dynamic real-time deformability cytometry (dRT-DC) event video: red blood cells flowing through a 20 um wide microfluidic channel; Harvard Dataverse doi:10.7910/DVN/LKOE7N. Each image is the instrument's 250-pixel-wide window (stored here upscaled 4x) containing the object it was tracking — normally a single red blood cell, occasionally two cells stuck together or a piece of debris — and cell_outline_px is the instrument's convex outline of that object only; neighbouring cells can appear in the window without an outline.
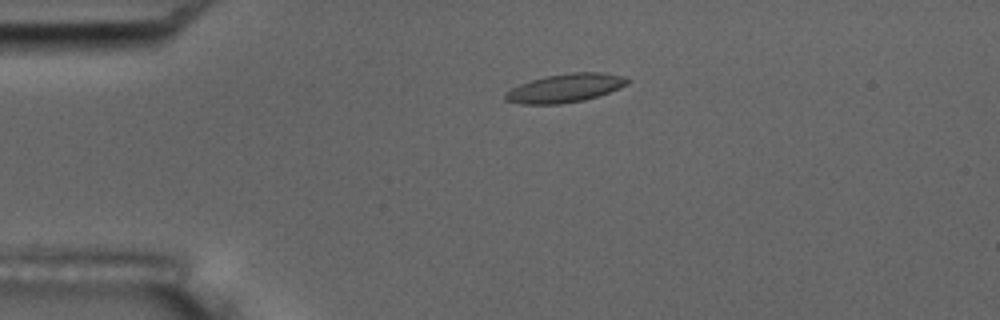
{"species": "common noctule bat (a hibernating species)", "species_latin": "Nyctalus noctula", "temperature_condition": "room temperature", "stored_images_in_passage": 30, "camera_frame_rate_fps": 3000, "um_per_image_px": 0.085, "animal": {"sex": "male", "body_mass_g": 17.5, "forearm_length_mm": 52.3}, "frame": {"image": 1, "passage_image": 2, "time_ms": 0.333, "image_size_px": [1000, 320], "cell_outline_px": [[628, 84], [620, 88], [584, 100], [560, 104], [520, 104], [504, 100], [504, 92], [520, 84], [544, 76], [572, 72], [604, 72], [624, 76], [628, 80]], "centroid_in_image_um": [48.01, 7.48], "position_along_channel_um": 37.0, "area_um2": 20.35}}
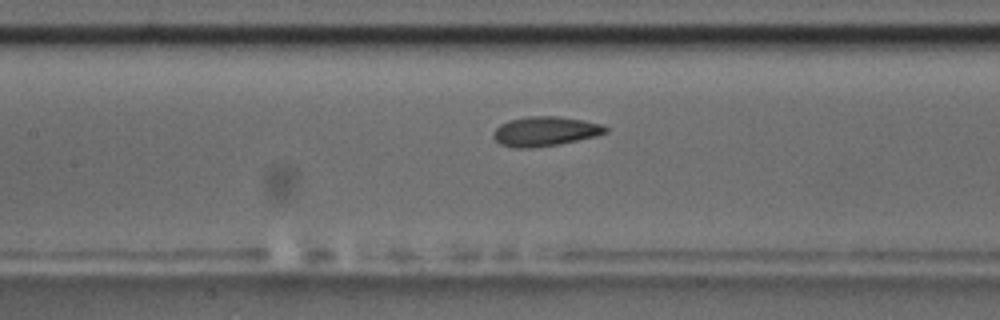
{"frame": {"image": 2, "passage_image": 15, "time_ms": 4.667, "image_size_px": [1000, 320], "cell_outline_px": [[608, 132], [596, 136], [560, 144], [532, 148], [512, 148], [500, 144], [492, 136], [492, 132], [500, 124], [508, 120], [524, 116], [560, 116], [584, 120], [600, 124], [608, 128]], "centroid_in_image_um": [46.3, 11.16], "position_along_channel_um": 161.1, "area_um2": 19.59}}